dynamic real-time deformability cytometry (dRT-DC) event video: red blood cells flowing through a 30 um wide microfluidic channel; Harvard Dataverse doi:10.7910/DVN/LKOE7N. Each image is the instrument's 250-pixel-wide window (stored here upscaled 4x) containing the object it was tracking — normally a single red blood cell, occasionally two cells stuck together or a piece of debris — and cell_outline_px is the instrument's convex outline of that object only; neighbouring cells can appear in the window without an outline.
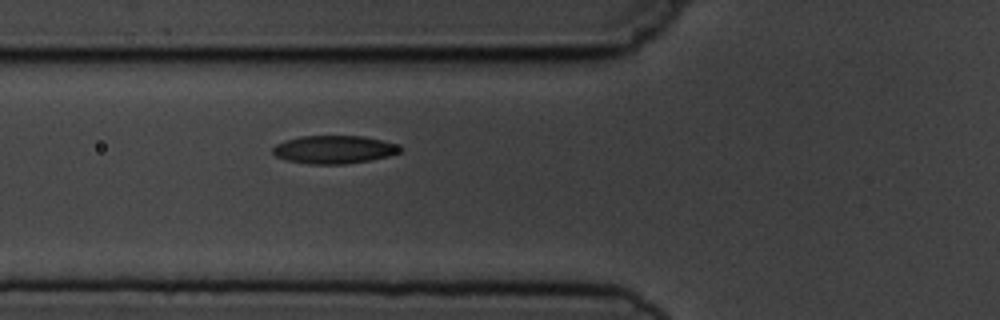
{"species": "common noctule bat (a hibernating species)", "species_latin": "Nyctalus noctula", "temperature_condition": "cold", "stored_images_in_passage": 3, "camera_frame_rate_fps": 3000, "um_per_image_px": 0.085, "animal": {"sex": "male", "body_mass_g": 19.5, "forearm_length_mm": 54.6}, "frame": {"image": 1, "passage_image": 3, "time_ms": 2.333, "image_size_px": [1000, 320], "cell_outline_px": [[404, 148], [400, 152], [388, 156], [372, 160], [344, 164], [312, 164], [288, 160], [276, 156], [272, 152], [272, 148], [276, 144], [284, 140], [300, 136], [364, 136], [400, 144]], "centroid_in_image_um": [28.44, 12.7], "position_along_channel_um": 97.4, "area_um2": 20.98}}